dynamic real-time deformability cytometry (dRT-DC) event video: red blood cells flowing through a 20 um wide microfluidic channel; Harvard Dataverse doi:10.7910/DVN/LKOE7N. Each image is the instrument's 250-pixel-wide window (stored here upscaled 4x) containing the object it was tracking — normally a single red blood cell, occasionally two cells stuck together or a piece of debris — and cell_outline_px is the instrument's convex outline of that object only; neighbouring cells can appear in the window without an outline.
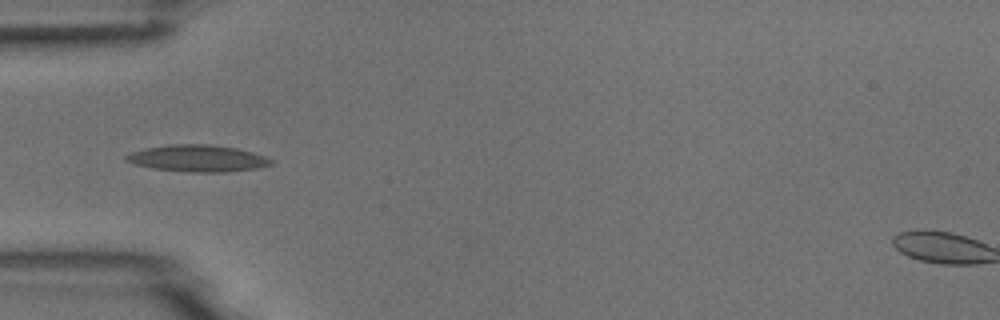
{"species": "common noctule bat (a hibernating species)", "species_latin": "Nyctalus noctula", "temperature_condition": "room temperature", "stored_images_in_passage": 4, "camera_frame_rate_fps": 3000, "um_per_image_px": 0.085, "animal": {"sex": "male", "body_mass_g": 18.8}, "frame": {"image": 1, "passage_image": 4, "time_ms": 4.333, "image_size_px": [1000, 320], "cell_outline_px": [[272, 164], [256, 168], [224, 172], [188, 172], [152, 168], [136, 164], [124, 160], [124, 156], [132, 152], [144, 148], [168, 144], [212, 144], [236, 148], [252, 152], [264, 156], [272, 160]], "centroid_in_image_um": [16.77, 13.45], "position_along_channel_um": 68.2, "area_um2": 22.54}}